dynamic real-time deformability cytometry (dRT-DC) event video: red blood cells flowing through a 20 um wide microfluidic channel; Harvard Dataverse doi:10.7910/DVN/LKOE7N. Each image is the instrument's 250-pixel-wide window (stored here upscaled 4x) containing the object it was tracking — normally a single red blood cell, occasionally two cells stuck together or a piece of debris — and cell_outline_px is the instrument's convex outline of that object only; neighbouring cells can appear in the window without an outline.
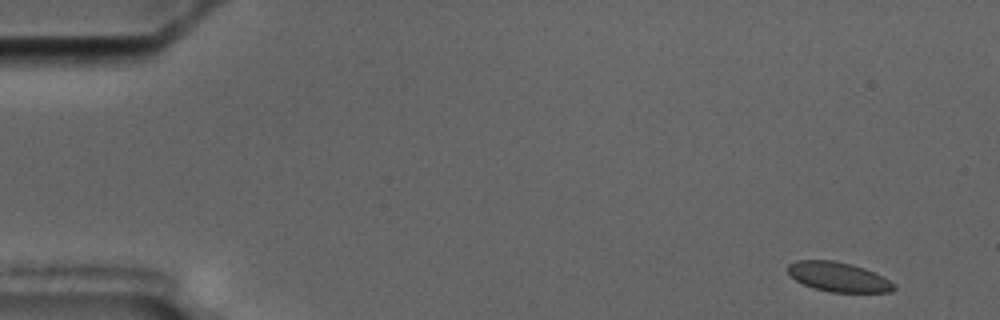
{"species": "common noctule bat (a hibernating species)", "species_latin": "Nyctalus noctula", "temperature_condition": "cold", "stored_images_in_passage": 4, "camera_frame_rate_fps": 3000, "um_per_image_px": 0.085, "animal": {"sex": "male", "body_mass_g": 17.5, "forearm_length_mm": 52.3}, "frame": {"image": 1, "passage_image": 1, "time_ms": 0.0, "image_size_px": [1000, 320], "cell_outline_px": [[896, 288], [892, 292], [828, 292], [812, 288], [796, 280], [788, 272], [788, 264], [796, 260], [836, 260], [852, 264], [864, 268], [896, 284]], "centroid_in_image_um": [71.25, 23.54], "position_along_channel_um": 13.7, "area_um2": 18.26}}